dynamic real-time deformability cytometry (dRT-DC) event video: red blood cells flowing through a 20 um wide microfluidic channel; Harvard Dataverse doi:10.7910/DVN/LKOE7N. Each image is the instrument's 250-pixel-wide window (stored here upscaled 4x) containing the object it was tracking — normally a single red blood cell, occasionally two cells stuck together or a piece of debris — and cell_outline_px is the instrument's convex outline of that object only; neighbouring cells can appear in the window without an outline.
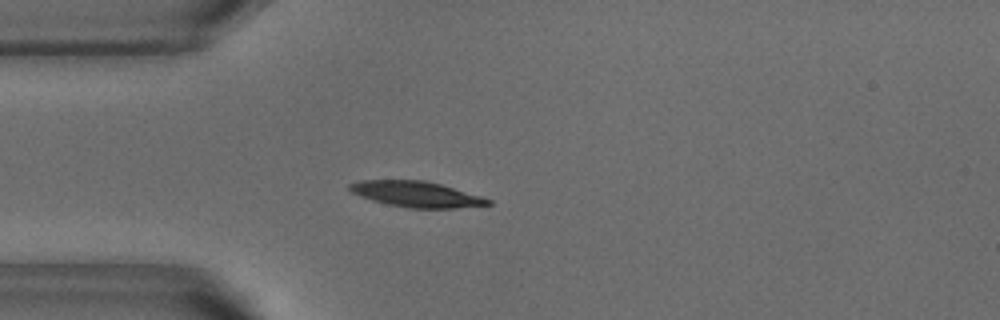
{"species": "common noctule bat (a hibernating species)", "species_latin": "Nyctalus noctula", "temperature_condition": "warm", "stored_images_in_passage": 29, "camera_frame_rate_fps": 3000, "um_per_image_px": 0.085, "animal": {"sex": "male", "body_mass_g": 18.8}, "frame": {"image": 1, "passage_image": 1, "time_ms": 0.0, "image_size_px": [1000, 320], "cell_outline_px": [[492, 204], [456, 208], [408, 208], [388, 204], [372, 200], [360, 196], [352, 192], [348, 188], [348, 184], [360, 180], [424, 180], [440, 184], [480, 196], [492, 200]], "centroid_in_image_um": [35.36, 16.5], "position_along_channel_um": 49.6, "area_um2": 20.58}}
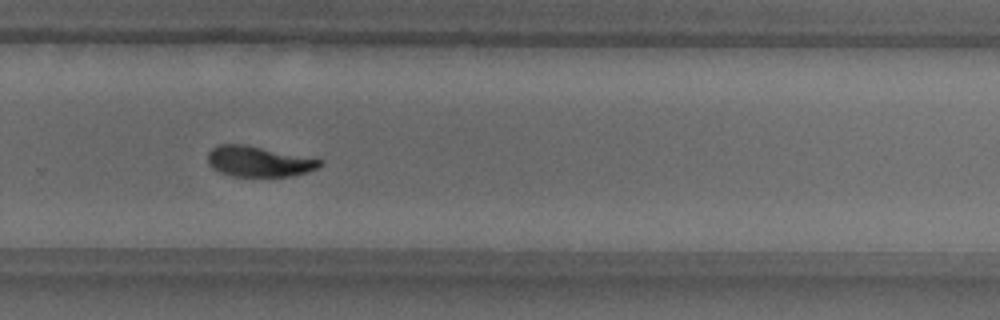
{"frame": {"image": 2, "passage_image": 22, "time_ms": 7.0, "image_size_px": [1000, 320], "cell_outline_px": [[324, 164], [308, 172], [292, 176], [232, 176], [220, 172], [212, 168], [208, 164], [208, 152], [216, 144], [244, 144], [324, 160]], "centroid_in_image_um": [21.99, 13.72], "position_along_channel_um": 307.8, "area_um2": 20.0}}
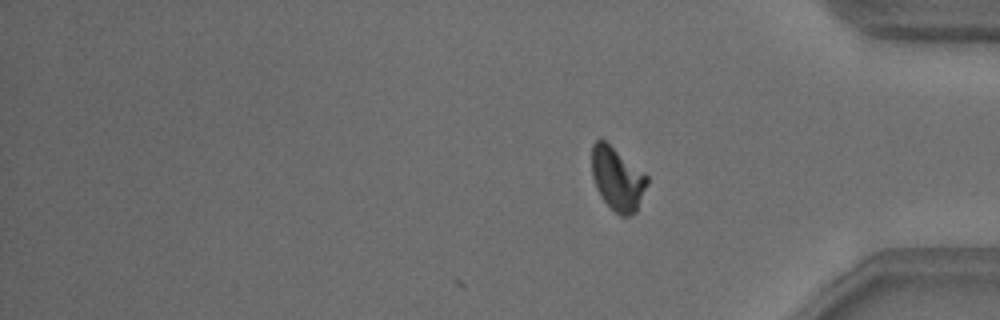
{"frame": {"image": 3, "passage_image": 29, "time_ms": 9.333, "image_size_px": [1000, 320], "cell_outline_px": [[648, 184], [636, 212], [628, 216], [620, 216], [600, 196], [596, 188], [592, 176], [592, 144], [596, 140], [604, 140], [648, 176]], "centroid_in_image_um": [52.48, 15.22], "position_along_channel_um": 382.7, "area_um2": 20.17}, "authors_computed_cell_mechanics": {"area_um2": 20.9814, "velocity_mm_per_s": 3.8028, "shape_relaxation_time_tau1_ms": 3.316, "shape_relaxation_time_tau2_ms": 3.5338, "deformation_change_tau1": 0.128, "deformation_change_tau2": 0.0817}}